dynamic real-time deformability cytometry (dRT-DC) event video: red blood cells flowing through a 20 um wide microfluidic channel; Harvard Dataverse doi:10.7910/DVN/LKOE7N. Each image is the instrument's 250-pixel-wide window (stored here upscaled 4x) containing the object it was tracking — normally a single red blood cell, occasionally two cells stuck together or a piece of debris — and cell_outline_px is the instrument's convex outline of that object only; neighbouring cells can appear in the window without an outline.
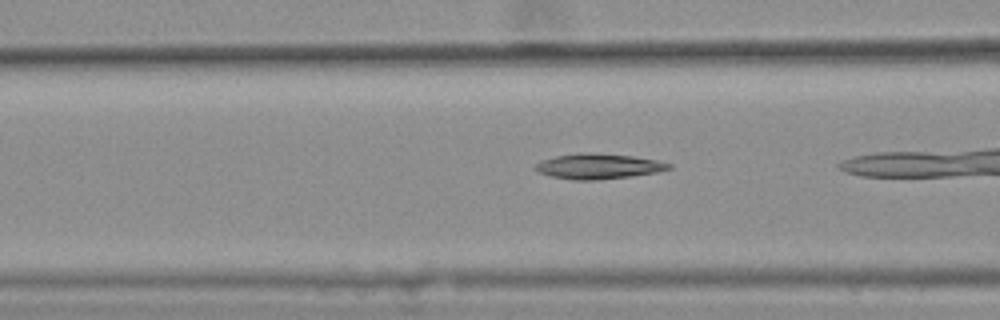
{"species": "common noctule bat (a hibernating species)", "species_latin": "Nyctalus noctula", "temperature_condition": "warm", "stored_images_in_passage": 38, "camera_frame_rate_fps": 3000, "um_per_image_px": 0.085, "animal": {"sex": "female", "body_mass_g": 25.1}, "frame": {"image": 1, "passage_image": 17, "time_ms": 5.333, "image_size_px": [1000, 320], "cell_outline_px": [[672, 168], [656, 172], [628, 176], [596, 180], [572, 180], [552, 176], [540, 172], [532, 168], [540, 160], [556, 156], [580, 152], [588, 152], [632, 156], [656, 160], [672, 164]], "centroid_in_image_um": [50.82, 14.12], "position_along_channel_um": 115.8, "area_um2": 19.54}}